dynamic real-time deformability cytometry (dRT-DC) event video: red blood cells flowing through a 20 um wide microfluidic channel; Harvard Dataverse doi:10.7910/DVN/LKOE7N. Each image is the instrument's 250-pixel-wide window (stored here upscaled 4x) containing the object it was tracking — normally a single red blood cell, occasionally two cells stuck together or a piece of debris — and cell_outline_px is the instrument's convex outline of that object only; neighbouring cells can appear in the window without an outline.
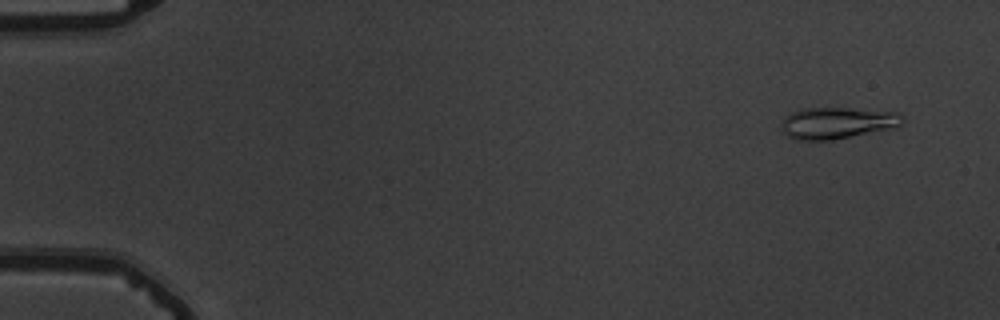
{"species": "common noctule bat (a hibernating species)", "species_latin": "Nyctalus noctula", "temperature_condition": "warm", "stored_images_in_passage": 52, "camera_frame_rate_fps": 3000, "um_per_image_px": 0.085, "animal": {"sex": "male", "body_mass_g": 19.5, "forearm_length_mm": 54.6}, "frame": {"image": 1, "passage_image": 1, "time_ms": 0.0, "image_size_px": [1000, 320], "cell_outline_px": [[904, 120], [896, 128], [832, 140], [792, 140], [780, 132], [780, 124], [784, 116], [788, 112], [800, 108], [848, 108], [896, 112], [904, 116]], "centroid_in_image_um": [71.08, 10.46], "position_along_channel_um": 13.9, "area_um2": 22.89}}
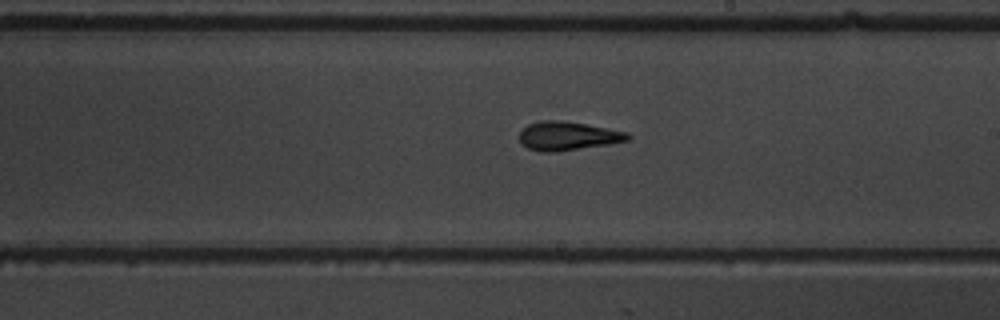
{"frame": {"image": 2, "passage_image": 30, "time_ms": 9.667, "image_size_px": [1000, 320], "cell_outline_px": [[632, 136], [628, 140], [608, 144], [556, 152], [540, 152], [528, 148], [520, 144], [520, 132], [528, 124], [544, 120], [560, 120], [584, 124], [628, 132]], "centroid_in_image_um": [48.24, 11.56], "position_along_channel_um": 240.8, "area_um2": 18.03}}
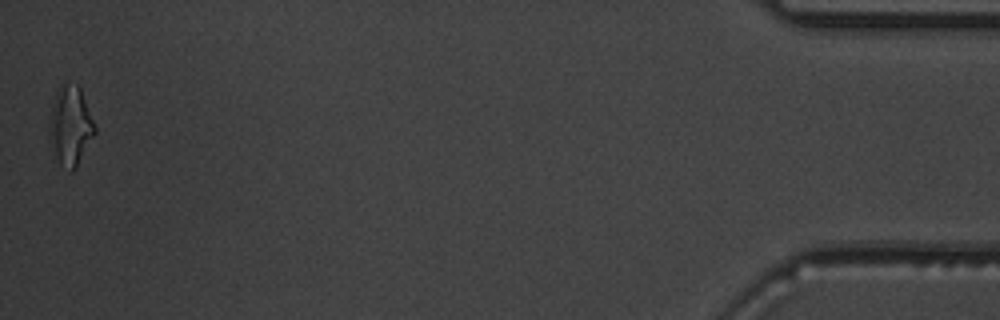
{"frame": {"image": 3, "passage_image": 52, "time_ms": 17.0, "image_size_px": [1000, 320], "cell_outline_px": [[96, 132], [76, 168], [72, 172], [68, 172], [60, 164], [48, 140], [48, 128], [52, 104], [56, 88], [60, 84], [68, 80], [76, 84], [80, 88], [96, 128]], "centroid_in_image_um": [5.95, 10.67], "position_along_channel_um": 429.2, "area_um2": 21.39}, "authors_computed_cell_mechanics": {"area_um2": 17.9469, "velocity_mm_per_s": 3.7421, "shape_relaxation_time_tau1_ms": 10.2563, "shape_relaxation_time_tau2_ms": 3.2686, "deformation_change_tau1": 0.2809, "deformation_change_tau2": 0.1411}}